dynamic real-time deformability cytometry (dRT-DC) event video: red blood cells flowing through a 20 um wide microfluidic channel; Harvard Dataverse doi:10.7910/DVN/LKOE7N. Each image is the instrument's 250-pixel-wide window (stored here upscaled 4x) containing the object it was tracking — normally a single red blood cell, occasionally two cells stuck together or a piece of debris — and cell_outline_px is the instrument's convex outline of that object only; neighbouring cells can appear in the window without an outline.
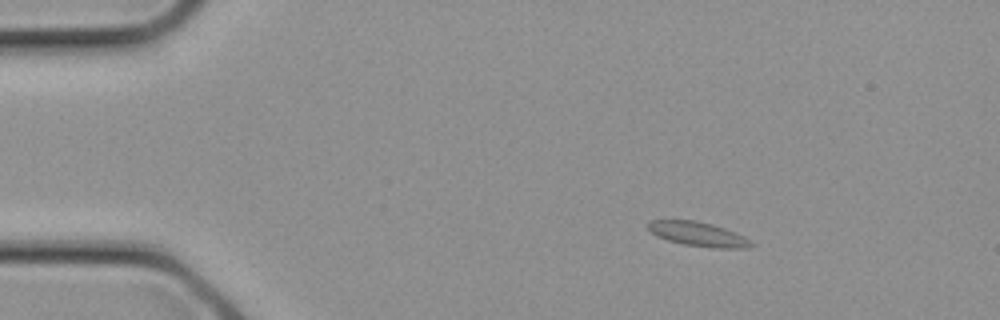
{"species": "common noctule bat (a hibernating species)", "species_latin": "Nyctalus noctula", "temperature_condition": "cold", "stored_images_in_passage": 20, "camera_frame_rate_fps": 3000, "um_per_image_px": 0.085, "animal": {"sex": "female", "body_mass_g": 21.9}, "frame": {"image": 1, "passage_image": 4, "time_ms": 1.0, "image_size_px": [1000, 320], "cell_outline_px": [[756, 244], [748, 248], [712, 248], [684, 244], [668, 240], [656, 236], [648, 228], [648, 224], [652, 220], [696, 220], [712, 224], [736, 232], [752, 240]], "centroid_in_image_um": [59.41, 19.9], "position_along_channel_um": 25.6, "area_um2": 14.68}}
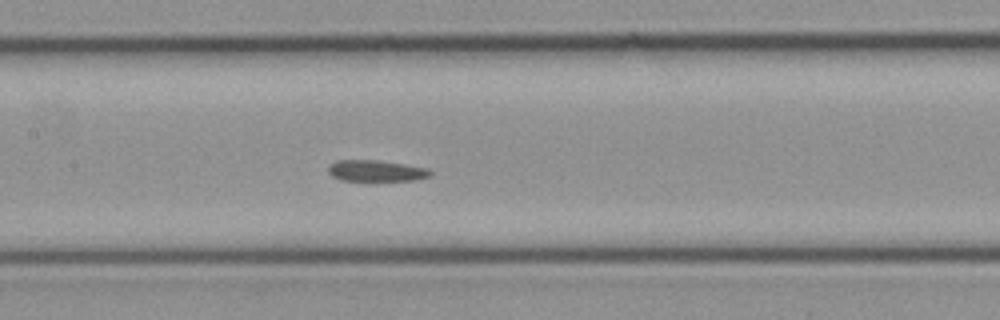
{"frame": {"image": 2, "passage_image": 13, "time_ms": 4.0, "image_size_px": [1000, 320], "cell_outline_px": [[432, 172], [428, 176], [412, 180], [340, 180], [332, 176], [328, 172], [328, 164], [336, 160], [380, 160], [428, 168]], "centroid_in_image_um": [31.91, 14.5], "position_along_channel_um": 175.5, "area_um2": 12.54}}
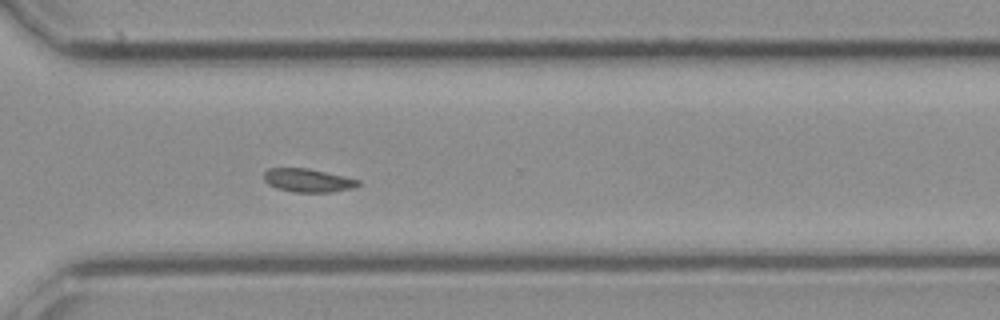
{"frame": {"image": 3, "passage_image": 20, "time_ms": 6.333, "image_size_px": [1000, 320], "cell_outline_px": [[360, 184], [356, 188], [332, 192], [292, 192], [276, 188], [268, 184], [264, 180], [264, 172], [268, 168], [308, 168], [344, 176], [360, 180]], "centroid_in_image_um": [26.19, 15.34], "position_along_channel_um": 344.4, "area_um2": 13.01}}